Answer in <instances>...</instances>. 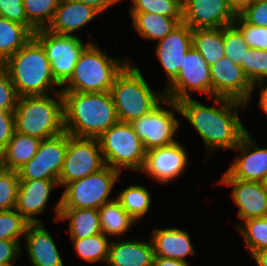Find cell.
Wrapping results in <instances>:
<instances>
[{
	"label": "cell",
	"mask_w": 267,
	"mask_h": 266,
	"mask_svg": "<svg viewBox=\"0 0 267 266\" xmlns=\"http://www.w3.org/2000/svg\"><path fill=\"white\" fill-rule=\"evenodd\" d=\"M133 27L142 38L162 40L181 22L183 17H167L150 12H130Z\"/></svg>",
	"instance_id": "25"
},
{
	"label": "cell",
	"mask_w": 267,
	"mask_h": 266,
	"mask_svg": "<svg viewBox=\"0 0 267 266\" xmlns=\"http://www.w3.org/2000/svg\"><path fill=\"white\" fill-rule=\"evenodd\" d=\"M183 22L192 30L232 25L237 14L228 0H183Z\"/></svg>",
	"instance_id": "15"
},
{
	"label": "cell",
	"mask_w": 267,
	"mask_h": 266,
	"mask_svg": "<svg viewBox=\"0 0 267 266\" xmlns=\"http://www.w3.org/2000/svg\"><path fill=\"white\" fill-rule=\"evenodd\" d=\"M60 220L69 221L71 239H83L102 233L98 209H60Z\"/></svg>",
	"instance_id": "27"
},
{
	"label": "cell",
	"mask_w": 267,
	"mask_h": 266,
	"mask_svg": "<svg viewBox=\"0 0 267 266\" xmlns=\"http://www.w3.org/2000/svg\"><path fill=\"white\" fill-rule=\"evenodd\" d=\"M55 186L52 180H20L15 209L29 223H41L35 216L44 211Z\"/></svg>",
	"instance_id": "20"
},
{
	"label": "cell",
	"mask_w": 267,
	"mask_h": 266,
	"mask_svg": "<svg viewBox=\"0 0 267 266\" xmlns=\"http://www.w3.org/2000/svg\"><path fill=\"white\" fill-rule=\"evenodd\" d=\"M172 107L166 110L161 104ZM180 113L176 101L164 98L153 110L131 122L134 132L140 138L146 151L168 146L176 142L174 134L179 123L174 111Z\"/></svg>",
	"instance_id": "10"
},
{
	"label": "cell",
	"mask_w": 267,
	"mask_h": 266,
	"mask_svg": "<svg viewBox=\"0 0 267 266\" xmlns=\"http://www.w3.org/2000/svg\"><path fill=\"white\" fill-rule=\"evenodd\" d=\"M263 188L267 191V174L264 176L263 180L261 181Z\"/></svg>",
	"instance_id": "51"
},
{
	"label": "cell",
	"mask_w": 267,
	"mask_h": 266,
	"mask_svg": "<svg viewBox=\"0 0 267 266\" xmlns=\"http://www.w3.org/2000/svg\"><path fill=\"white\" fill-rule=\"evenodd\" d=\"M183 0H137L130 12H150L167 17H183Z\"/></svg>",
	"instance_id": "36"
},
{
	"label": "cell",
	"mask_w": 267,
	"mask_h": 266,
	"mask_svg": "<svg viewBox=\"0 0 267 266\" xmlns=\"http://www.w3.org/2000/svg\"><path fill=\"white\" fill-rule=\"evenodd\" d=\"M192 45L211 66L225 56L224 27L194 29Z\"/></svg>",
	"instance_id": "28"
},
{
	"label": "cell",
	"mask_w": 267,
	"mask_h": 266,
	"mask_svg": "<svg viewBox=\"0 0 267 266\" xmlns=\"http://www.w3.org/2000/svg\"><path fill=\"white\" fill-rule=\"evenodd\" d=\"M154 247L142 240L111 241L107 264L109 266H153Z\"/></svg>",
	"instance_id": "23"
},
{
	"label": "cell",
	"mask_w": 267,
	"mask_h": 266,
	"mask_svg": "<svg viewBox=\"0 0 267 266\" xmlns=\"http://www.w3.org/2000/svg\"><path fill=\"white\" fill-rule=\"evenodd\" d=\"M98 140L105 165L119 172L122 167L141 172L146 150L131 123L118 121Z\"/></svg>",
	"instance_id": "8"
},
{
	"label": "cell",
	"mask_w": 267,
	"mask_h": 266,
	"mask_svg": "<svg viewBox=\"0 0 267 266\" xmlns=\"http://www.w3.org/2000/svg\"><path fill=\"white\" fill-rule=\"evenodd\" d=\"M212 99L220 106H205L192 97L180 100L177 102L180 114L198 131L208 153L217 148L234 150L248 132L238 115L239 107L247 104L224 97Z\"/></svg>",
	"instance_id": "1"
},
{
	"label": "cell",
	"mask_w": 267,
	"mask_h": 266,
	"mask_svg": "<svg viewBox=\"0 0 267 266\" xmlns=\"http://www.w3.org/2000/svg\"><path fill=\"white\" fill-rule=\"evenodd\" d=\"M247 132L234 149L240 153L221 179L261 182L267 174V148H260ZM256 144V145H255Z\"/></svg>",
	"instance_id": "17"
},
{
	"label": "cell",
	"mask_w": 267,
	"mask_h": 266,
	"mask_svg": "<svg viewBox=\"0 0 267 266\" xmlns=\"http://www.w3.org/2000/svg\"><path fill=\"white\" fill-rule=\"evenodd\" d=\"M60 0H23L28 22L36 29H45L51 23Z\"/></svg>",
	"instance_id": "34"
},
{
	"label": "cell",
	"mask_w": 267,
	"mask_h": 266,
	"mask_svg": "<svg viewBox=\"0 0 267 266\" xmlns=\"http://www.w3.org/2000/svg\"><path fill=\"white\" fill-rule=\"evenodd\" d=\"M17 240H0V266H15L14 260L20 255L21 247Z\"/></svg>",
	"instance_id": "45"
},
{
	"label": "cell",
	"mask_w": 267,
	"mask_h": 266,
	"mask_svg": "<svg viewBox=\"0 0 267 266\" xmlns=\"http://www.w3.org/2000/svg\"><path fill=\"white\" fill-rule=\"evenodd\" d=\"M30 223L14 208L0 211V240L9 239L19 241L25 235Z\"/></svg>",
	"instance_id": "37"
},
{
	"label": "cell",
	"mask_w": 267,
	"mask_h": 266,
	"mask_svg": "<svg viewBox=\"0 0 267 266\" xmlns=\"http://www.w3.org/2000/svg\"><path fill=\"white\" fill-rule=\"evenodd\" d=\"M150 195L144 186L132 185L123 189L116 199L136 222L149 211L152 202Z\"/></svg>",
	"instance_id": "31"
},
{
	"label": "cell",
	"mask_w": 267,
	"mask_h": 266,
	"mask_svg": "<svg viewBox=\"0 0 267 266\" xmlns=\"http://www.w3.org/2000/svg\"><path fill=\"white\" fill-rule=\"evenodd\" d=\"M68 146V133L41 140L35 156L17 170L20 180H52L59 185V174Z\"/></svg>",
	"instance_id": "12"
},
{
	"label": "cell",
	"mask_w": 267,
	"mask_h": 266,
	"mask_svg": "<svg viewBox=\"0 0 267 266\" xmlns=\"http://www.w3.org/2000/svg\"><path fill=\"white\" fill-rule=\"evenodd\" d=\"M153 266H190L188 261H181L172 258L154 257Z\"/></svg>",
	"instance_id": "47"
},
{
	"label": "cell",
	"mask_w": 267,
	"mask_h": 266,
	"mask_svg": "<svg viewBox=\"0 0 267 266\" xmlns=\"http://www.w3.org/2000/svg\"><path fill=\"white\" fill-rule=\"evenodd\" d=\"M120 174L118 170L105 165L91 175L68 183L54 207L55 220H59L60 209H99L114 200H108V197Z\"/></svg>",
	"instance_id": "7"
},
{
	"label": "cell",
	"mask_w": 267,
	"mask_h": 266,
	"mask_svg": "<svg viewBox=\"0 0 267 266\" xmlns=\"http://www.w3.org/2000/svg\"><path fill=\"white\" fill-rule=\"evenodd\" d=\"M1 17L26 26L33 34L37 31L29 22L23 6V0H0Z\"/></svg>",
	"instance_id": "41"
},
{
	"label": "cell",
	"mask_w": 267,
	"mask_h": 266,
	"mask_svg": "<svg viewBox=\"0 0 267 266\" xmlns=\"http://www.w3.org/2000/svg\"><path fill=\"white\" fill-rule=\"evenodd\" d=\"M33 36L34 34L26 26L0 17V65Z\"/></svg>",
	"instance_id": "29"
},
{
	"label": "cell",
	"mask_w": 267,
	"mask_h": 266,
	"mask_svg": "<svg viewBox=\"0 0 267 266\" xmlns=\"http://www.w3.org/2000/svg\"><path fill=\"white\" fill-rule=\"evenodd\" d=\"M245 75L252 85L267 79V51L248 49L245 57Z\"/></svg>",
	"instance_id": "39"
},
{
	"label": "cell",
	"mask_w": 267,
	"mask_h": 266,
	"mask_svg": "<svg viewBox=\"0 0 267 266\" xmlns=\"http://www.w3.org/2000/svg\"><path fill=\"white\" fill-rule=\"evenodd\" d=\"M19 183L17 171L0 170V211L16 207Z\"/></svg>",
	"instance_id": "38"
},
{
	"label": "cell",
	"mask_w": 267,
	"mask_h": 266,
	"mask_svg": "<svg viewBox=\"0 0 267 266\" xmlns=\"http://www.w3.org/2000/svg\"><path fill=\"white\" fill-rule=\"evenodd\" d=\"M131 61L110 58L90 43L82 52L70 79L61 91L95 93L111 91L116 76ZM67 84V85H66Z\"/></svg>",
	"instance_id": "6"
},
{
	"label": "cell",
	"mask_w": 267,
	"mask_h": 266,
	"mask_svg": "<svg viewBox=\"0 0 267 266\" xmlns=\"http://www.w3.org/2000/svg\"><path fill=\"white\" fill-rule=\"evenodd\" d=\"M224 48L225 56L240 65L245 74V57L249 47L241 31L234 24L224 27Z\"/></svg>",
	"instance_id": "35"
},
{
	"label": "cell",
	"mask_w": 267,
	"mask_h": 266,
	"mask_svg": "<svg viewBox=\"0 0 267 266\" xmlns=\"http://www.w3.org/2000/svg\"><path fill=\"white\" fill-rule=\"evenodd\" d=\"M120 1H123V0H118V2H120ZM133 2L132 3H134L135 1H137V0H132Z\"/></svg>",
	"instance_id": "53"
},
{
	"label": "cell",
	"mask_w": 267,
	"mask_h": 266,
	"mask_svg": "<svg viewBox=\"0 0 267 266\" xmlns=\"http://www.w3.org/2000/svg\"><path fill=\"white\" fill-rule=\"evenodd\" d=\"M111 94L118 120L131 123L153 110L164 98V93L153 92L132 62L116 76Z\"/></svg>",
	"instance_id": "5"
},
{
	"label": "cell",
	"mask_w": 267,
	"mask_h": 266,
	"mask_svg": "<svg viewBox=\"0 0 267 266\" xmlns=\"http://www.w3.org/2000/svg\"><path fill=\"white\" fill-rule=\"evenodd\" d=\"M101 231L106 236L125 234L135 223L117 199L103 204L99 209Z\"/></svg>",
	"instance_id": "30"
},
{
	"label": "cell",
	"mask_w": 267,
	"mask_h": 266,
	"mask_svg": "<svg viewBox=\"0 0 267 266\" xmlns=\"http://www.w3.org/2000/svg\"><path fill=\"white\" fill-rule=\"evenodd\" d=\"M24 237L33 266H63L56 244L42 223H30Z\"/></svg>",
	"instance_id": "22"
},
{
	"label": "cell",
	"mask_w": 267,
	"mask_h": 266,
	"mask_svg": "<svg viewBox=\"0 0 267 266\" xmlns=\"http://www.w3.org/2000/svg\"><path fill=\"white\" fill-rule=\"evenodd\" d=\"M106 237L105 234L99 233L87 238L71 240L74 242V248L79 257L86 262L103 261L107 263L111 241H108Z\"/></svg>",
	"instance_id": "32"
},
{
	"label": "cell",
	"mask_w": 267,
	"mask_h": 266,
	"mask_svg": "<svg viewBox=\"0 0 267 266\" xmlns=\"http://www.w3.org/2000/svg\"><path fill=\"white\" fill-rule=\"evenodd\" d=\"M266 79H262L260 81H257L253 84V90L255 88V85L258 84V87L260 85L261 92H260V97H259V107L267 114V82L265 81ZM263 84L266 86L262 87Z\"/></svg>",
	"instance_id": "48"
},
{
	"label": "cell",
	"mask_w": 267,
	"mask_h": 266,
	"mask_svg": "<svg viewBox=\"0 0 267 266\" xmlns=\"http://www.w3.org/2000/svg\"><path fill=\"white\" fill-rule=\"evenodd\" d=\"M101 14L96 8L75 0H60L47 30L65 35L84 27L96 15Z\"/></svg>",
	"instance_id": "21"
},
{
	"label": "cell",
	"mask_w": 267,
	"mask_h": 266,
	"mask_svg": "<svg viewBox=\"0 0 267 266\" xmlns=\"http://www.w3.org/2000/svg\"><path fill=\"white\" fill-rule=\"evenodd\" d=\"M151 241L155 257L186 261L187 255L195 254L189 233L178 228H154Z\"/></svg>",
	"instance_id": "24"
},
{
	"label": "cell",
	"mask_w": 267,
	"mask_h": 266,
	"mask_svg": "<svg viewBox=\"0 0 267 266\" xmlns=\"http://www.w3.org/2000/svg\"><path fill=\"white\" fill-rule=\"evenodd\" d=\"M253 257L258 266H267V248L255 252Z\"/></svg>",
	"instance_id": "50"
},
{
	"label": "cell",
	"mask_w": 267,
	"mask_h": 266,
	"mask_svg": "<svg viewBox=\"0 0 267 266\" xmlns=\"http://www.w3.org/2000/svg\"><path fill=\"white\" fill-rule=\"evenodd\" d=\"M236 226L252 255L267 248V216L250 218Z\"/></svg>",
	"instance_id": "33"
},
{
	"label": "cell",
	"mask_w": 267,
	"mask_h": 266,
	"mask_svg": "<svg viewBox=\"0 0 267 266\" xmlns=\"http://www.w3.org/2000/svg\"><path fill=\"white\" fill-rule=\"evenodd\" d=\"M2 169V161H1V155H0V170Z\"/></svg>",
	"instance_id": "52"
},
{
	"label": "cell",
	"mask_w": 267,
	"mask_h": 266,
	"mask_svg": "<svg viewBox=\"0 0 267 266\" xmlns=\"http://www.w3.org/2000/svg\"><path fill=\"white\" fill-rule=\"evenodd\" d=\"M192 29L181 22L156 44V56L167 73L168 86L182 69L184 57L193 47Z\"/></svg>",
	"instance_id": "18"
},
{
	"label": "cell",
	"mask_w": 267,
	"mask_h": 266,
	"mask_svg": "<svg viewBox=\"0 0 267 266\" xmlns=\"http://www.w3.org/2000/svg\"><path fill=\"white\" fill-rule=\"evenodd\" d=\"M96 8L100 13L118 3V0H75Z\"/></svg>",
	"instance_id": "46"
},
{
	"label": "cell",
	"mask_w": 267,
	"mask_h": 266,
	"mask_svg": "<svg viewBox=\"0 0 267 266\" xmlns=\"http://www.w3.org/2000/svg\"><path fill=\"white\" fill-rule=\"evenodd\" d=\"M49 95L18 97L14 111L15 131L41 140L65 132L64 101L61 90Z\"/></svg>",
	"instance_id": "4"
},
{
	"label": "cell",
	"mask_w": 267,
	"mask_h": 266,
	"mask_svg": "<svg viewBox=\"0 0 267 266\" xmlns=\"http://www.w3.org/2000/svg\"><path fill=\"white\" fill-rule=\"evenodd\" d=\"M189 91L207 93L211 98L210 66L193 47L185 55L177 77L166 86L164 96L178 102L190 98Z\"/></svg>",
	"instance_id": "13"
},
{
	"label": "cell",
	"mask_w": 267,
	"mask_h": 266,
	"mask_svg": "<svg viewBox=\"0 0 267 266\" xmlns=\"http://www.w3.org/2000/svg\"><path fill=\"white\" fill-rule=\"evenodd\" d=\"M233 24L241 31L249 48L267 51V27L251 25L239 14Z\"/></svg>",
	"instance_id": "40"
},
{
	"label": "cell",
	"mask_w": 267,
	"mask_h": 266,
	"mask_svg": "<svg viewBox=\"0 0 267 266\" xmlns=\"http://www.w3.org/2000/svg\"><path fill=\"white\" fill-rule=\"evenodd\" d=\"M220 182L232 187L231 197L242 221L267 216V191L261 182L238 179H221Z\"/></svg>",
	"instance_id": "19"
},
{
	"label": "cell",
	"mask_w": 267,
	"mask_h": 266,
	"mask_svg": "<svg viewBox=\"0 0 267 266\" xmlns=\"http://www.w3.org/2000/svg\"><path fill=\"white\" fill-rule=\"evenodd\" d=\"M211 98L224 97L248 103L253 85L240 65L223 56L210 66Z\"/></svg>",
	"instance_id": "14"
},
{
	"label": "cell",
	"mask_w": 267,
	"mask_h": 266,
	"mask_svg": "<svg viewBox=\"0 0 267 266\" xmlns=\"http://www.w3.org/2000/svg\"><path fill=\"white\" fill-rule=\"evenodd\" d=\"M9 74L19 97L46 95L54 85L50 61L33 37L1 65Z\"/></svg>",
	"instance_id": "3"
},
{
	"label": "cell",
	"mask_w": 267,
	"mask_h": 266,
	"mask_svg": "<svg viewBox=\"0 0 267 266\" xmlns=\"http://www.w3.org/2000/svg\"><path fill=\"white\" fill-rule=\"evenodd\" d=\"M15 132L14 111L0 110V155Z\"/></svg>",
	"instance_id": "44"
},
{
	"label": "cell",
	"mask_w": 267,
	"mask_h": 266,
	"mask_svg": "<svg viewBox=\"0 0 267 266\" xmlns=\"http://www.w3.org/2000/svg\"><path fill=\"white\" fill-rule=\"evenodd\" d=\"M43 47L50 61L52 75L57 83L63 85L70 79L83 50L91 43L83 44L76 35L57 34L39 29L33 36Z\"/></svg>",
	"instance_id": "9"
},
{
	"label": "cell",
	"mask_w": 267,
	"mask_h": 266,
	"mask_svg": "<svg viewBox=\"0 0 267 266\" xmlns=\"http://www.w3.org/2000/svg\"><path fill=\"white\" fill-rule=\"evenodd\" d=\"M18 97L8 72L0 65V110L15 111Z\"/></svg>",
	"instance_id": "42"
},
{
	"label": "cell",
	"mask_w": 267,
	"mask_h": 266,
	"mask_svg": "<svg viewBox=\"0 0 267 266\" xmlns=\"http://www.w3.org/2000/svg\"><path fill=\"white\" fill-rule=\"evenodd\" d=\"M253 0H228L229 6L236 14H240Z\"/></svg>",
	"instance_id": "49"
},
{
	"label": "cell",
	"mask_w": 267,
	"mask_h": 266,
	"mask_svg": "<svg viewBox=\"0 0 267 266\" xmlns=\"http://www.w3.org/2000/svg\"><path fill=\"white\" fill-rule=\"evenodd\" d=\"M61 93L64 101L65 132L73 137L99 138L119 121L110 91Z\"/></svg>",
	"instance_id": "2"
},
{
	"label": "cell",
	"mask_w": 267,
	"mask_h": 266,
	"mask_svg": "<svg viewBox=\"0 0 267 266\" xmlns=\"http://www.w3.org/2000/svg\"><path fill=\"white\" fill-rule=\"evenodd\" d=\"M188 164L186 149L176 141L171 145L146 151L141 172H146L151 178L166 184L179 177Z\"/></svg>",
	"instance_id": "16"
},
{
	"label": "cell",
	"mask_w": 267,
	"mask_h": 266,
	"mask_svg": "<svg viewBox=\"0 0 267 266\" xmlns=\"http://www.w3.org/2000/svg\"><path fill=\"white\" fill-rule=\"evenodd\" d=\"M239 15L251 25L267 27V0H253Z\"/></svg>",
	"instance_id": "43"
},
{
	"label": "cell",
	"mask_w": 267,
	"mask_h": 266,
	"mask_svg": "<svg viewBox=\"0 0 267 266\" xmlns=\"http://www.w3.org/2000/svg\"><path fill=\"white\" fill-rule=\"evenodd\" d=\"M41 139L14 132L1 154L2 168L17 171L37 153Z\"/></svg>",
	"instance_id": "26"
},
{
	"label": "cell",
	"mask_w": 267,
	"mask_h": 266,
	"mask_svg": "<svg viewBox=\"0 0 267 266\" xmlns=\"http://www.w3.org/2000/svg\"><path fill=\"white\" fill-rule=\"evenodd\" d=\"M104 166L98 138H77L68 134V146L59 174V186H66L72 181L91 175Z\"/></svg>",
	"instance_id": "11"
}]
</instances>
